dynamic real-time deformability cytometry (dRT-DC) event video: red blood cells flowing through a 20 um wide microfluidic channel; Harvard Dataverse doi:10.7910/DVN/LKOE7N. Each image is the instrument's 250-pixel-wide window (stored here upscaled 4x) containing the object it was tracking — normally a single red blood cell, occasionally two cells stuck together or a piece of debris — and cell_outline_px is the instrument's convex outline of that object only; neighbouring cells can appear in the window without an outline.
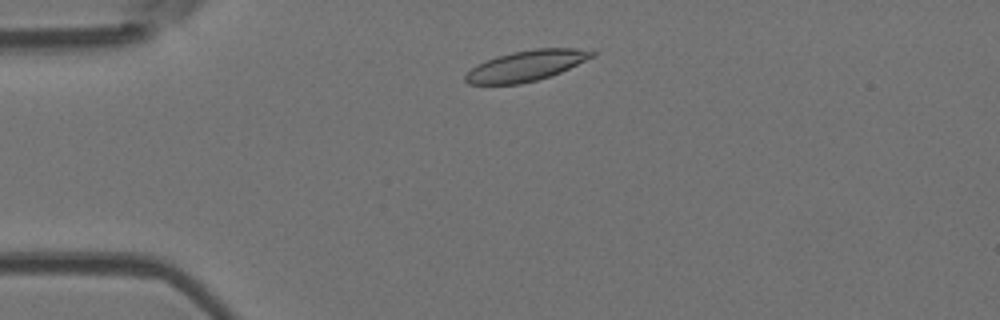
{"species": "Egyptian fruit bat (a non-hibernating species)", "species_latin": "Rousettus aegyptiacus", "temperature_condition": "room temperature", "stored_images_in_passage": 45, "camera_frame_rate_fps": 3000, "um_per_image_px": 0.085, "animal": {"sex": "female"}, "frame": {"image": 1, "passage_image": 5, "time_ms": 1.333, "image_size_px": [1000, 320], "cell_outline_px": [[596, 56], [560, 72], [536, 80], [520, 84], [468, 84], [464, 80], [464, 76], [476, 64], [496, 56], [512, 52], [536, 48], [576, 48], [596, 52]], "centroid_in_image_um": [44.72, 5.58], "position_along_channel_um": 40.3, "area_um2": 22.48}}
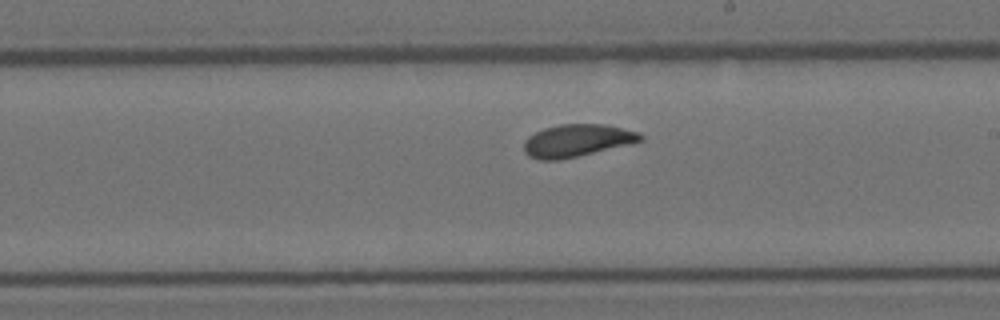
{"frame": {"image": 2, "passage_image": 23, "time_ms": 7.333, "image_size_px": [1000, 320], "cell_outline_px": [[644, 140], [632, 144], [560, 160], [540, 160], [528, 156], [524, 152], [524, 140], [528, 136], [544, 128], [560, 124], [604, 124], [640, 132], [644, 136]], "centroid_in_image_um": [49.06, 11.95], "position_along_channel_um": 239.9, "area_um2": 22.25}}
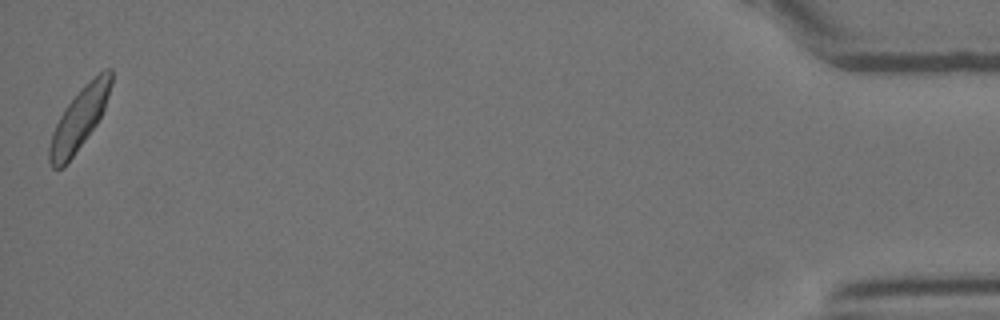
{"frame": {"image": 3, "passage_image": 45, "time_ms": 14.667, "image_size_px": [1000, 320], "cell_outline_px": [[112, 84], [104, 108], [96, 124], [64, 168], [52, 168], [48, 160], [48, 148], [52, 132], [64, 108], [84, 84], [104, 68], [112, 68]], "centroid_in_image_um": [6.72, 10.09], "position_along_channel_um": 428.5, "area_um2": 22.08}, "authors_computed_cell_mechanics": {"area_um2": 21.964, "velocity_mm_per_s": 3.8347, "shape_relaxation_time_tau1_ms": 2.6267, "shape_relaxation_time_tau2_ms": 1.7326, "deformation_change_tau1": 0.1124, "deformation_change_tau2": 0.0457}}